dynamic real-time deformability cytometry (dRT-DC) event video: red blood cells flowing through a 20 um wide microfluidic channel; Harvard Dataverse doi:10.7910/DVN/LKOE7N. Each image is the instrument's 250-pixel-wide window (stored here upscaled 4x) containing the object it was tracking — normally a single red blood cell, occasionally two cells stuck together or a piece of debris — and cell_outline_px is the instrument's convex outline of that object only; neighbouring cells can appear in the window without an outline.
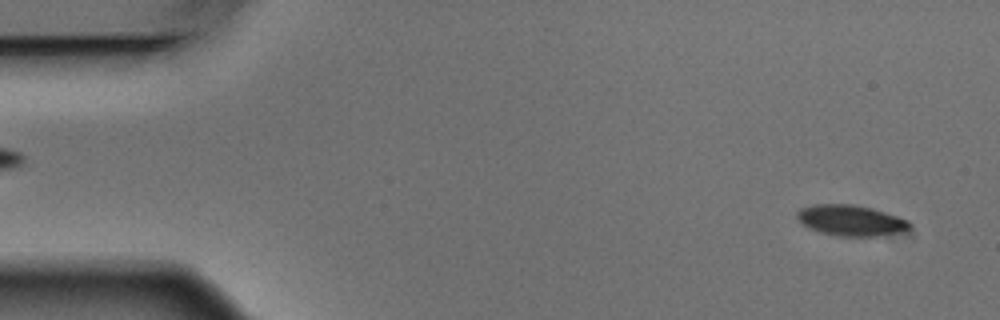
{"species": "Egyptian fruit bat (a non-hibernating species)", "species_latin": "Rousettus aegyptiacus", "temperature_condition": "warm", "stored_images_in_passage": 6, "camera_frame_rate_fps": 3000, "um_per_image_px": 0.085, "animal": {"sex": "male"}, "frame": {"image": 1, "passage_image": 1, "time_ms": 0.0, "image_size_px": [1000, 320], "cell_outline_px": [[912, 228], [908, 232], [876, 236], [840, 236], [820, 232], [804, 224], [796, 216], [796, 212], [800, 208], [812, 204], [852, 204], [872, 208], [908, 220], [912, 224]], "centroid_in_image_um": [72.39, 18.74], "position_along_channel_um": 12.6, "area_um2": 20.29}}
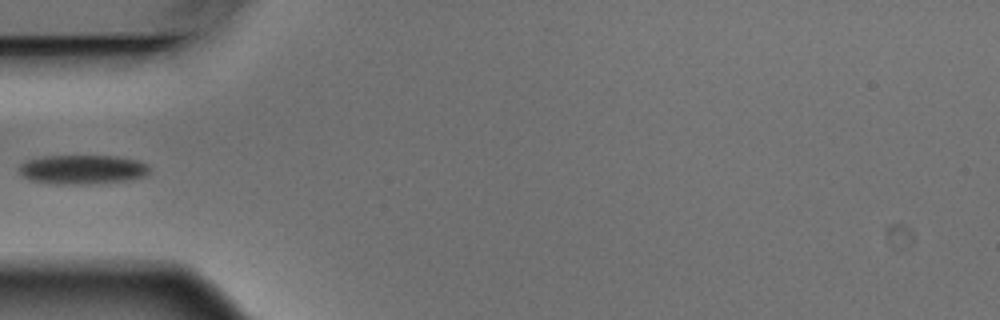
{"frame": {"image": 2, "passage_image": 5, "time_ms": 1.333, "image_size_px": [1000, 320], "cell_outline_px": [[148, 172], [144, 176], [124, 180], [80, 184], [56, 184], [28, 180], [16, 168], [20, 164], [28, 160], [44, 156], [116, 156], [140, 160], [148, 164]], "centroid_in_image_um": [6.97, 14.39], "position_along_channel_um": 78.0, "area_um2": 22.08}}
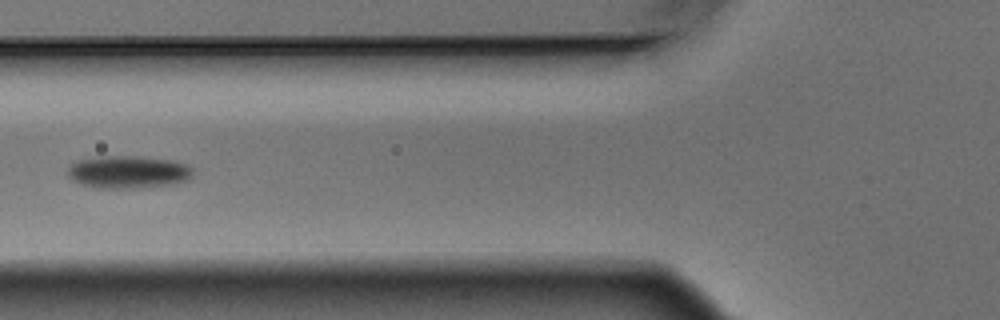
{"frame": {"image": 3, "passage_image": 6, "time_ms": 1.667, "image_size_px": [1000, 320], "cell_outline_px": [[192, 176], [188, 180], [172, 184], [132, 188], [96, 188], [80, 184], [72, 180], [68, 176], [68, 168], [72, 164], [80, 160], [100, 156], [136, 156], [172, 160], [184, 164], [192, 168]], "centroid_in_image_um": [10.88, 14.62], "position_along_channel_um": 114.9, "area_um2": 23.7}}